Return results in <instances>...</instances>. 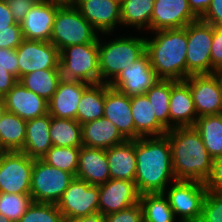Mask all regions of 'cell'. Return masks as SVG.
<instances>
[{
  "label": "cell",
  "instance_id": "7",
  "mask_svg": "<svg viewBox=\"0 0 222 222\" xmlns=\"http://www.w3.org/2000/svg\"><path fill=\"white\" fill-rule=\"evenodd\" d=\"M75 176L48 165L42 159L33 163L30 194L33 202L57 204Z\"/></svg>",
  "mask_w": 222,
  "mask_h": 222
},
{
  "label": "cell",
  "instance_id": "29",
  "mask_svg": "<svg viewBox=\"0 0 222 222\" xmlns=\"http://www.w3.org/2000/svg\"><path fill=\"white\" fill-rule=\"evenodd\" d=\"M105 102V83L89 85L82 93L78 103L76 120L85 124L103 117Z\"/></svg>",
  "mask_w": 222,
  "mask_h": 222
},
{
  "label": "cell",
  "instance_id": "37",
  "mask_svg": "<svg viewBox=\"0 0 222 222\" xmlns=\"http://www.w3.org/2000/svg\"><path fill=\"white\" fill-rule=\"evenodd\" d=\"M33 203L31 194H8L0 192V215L18 222Z\"/></svg>",
  "mask_w": 222,
  "mask_h": 222
},
{
  "label": "cell",
  "instance_id": "9",
  "mask_svg": "<svg viewBox=\"0 0 222 222\" xmlns=\"http://www.w3.org/2000/svg\"><path fill=\"white\" fill-rule=\"evenodd\" d=\"M213 25L200 18L187 25V77L211 74V44Z\"/></svg>",
  "mask_w": 222,
  "mask_h": 222
},
{
  "label": "cell",
  "instance_id": "34",
  "mask_svg": "<svg viewBox=\"0 0 222 222\" xmlns=\"http://www.w3.org/2000/svg\"><path fill=\"white\" fill-rule=\"evenodd\" d=\"M139 203L142 208L143 222H175L176 217L168 198L163 193L142 194Z\"/></svg>",
  "mask_w": 222,
  "mask_h": 222
},
{
  "label": "cell",
  "instance_id": "1",
  "mask_svg": "<svg viewBox=\"0 0 222 222\" xmlns=\"http://www.w3.org/2000/svg\"><path fill=\"white\" fill-rule=\"evenodd\" d=\"M135 154L134 182L140 195L164 193L169 186L168 182L176 181L171 144L167 135L135 139Z\"/></svg>",
  "mask_w": 222,
  "mask_h": 222
},
{
  "label": "cell",
  "instance_id": "35",
  "mask_svg": "<svg viewBox=\"0 0 222 222\" xmlns=\"http://www.w3.org/2000/svg\"><path fill=\"white\" fill-rule=\"evenodd\" d=\"M171 80L159 79L145 94L151 102L156 119L170 130L169 101Z\"/></svg>",
  "mask_w": 222,
  "mask_h": 222
},
{
  "label": "cell",
  "instance_id": "44",
  "mask_svg": "<svg viewBox=\"0 0 222 222\" xmlns=\"http://www.w3.org/2000/svg\"><path fill=\"white\" fill-rule=\"evenodd\" d=\"M39 0H6L9 9L12 13L13 19L20 23L27 12L38 2Z\"/></svg>",
  "mask_w": 222,
  "mask_h": 222
},
{
  "label": "cell",
  "instance_id": "24",
  "mask_svg": "<svg viewBox=\"0 0 222 222\" xmlns=\"http://www.w3.org/2000/svg\"><path fill=\"white\" fill-rule=\"evenodd\" d=\"M126 140L114 123L105 117L82 124L83 146L106 150Z\"/></svg>",
  "mask_w": 222,
  "mask_h": 222
},
{
  "label": "cell",
  "instance_id": "20",
  "mask_svg": "<svg viewBox=\"0 0 222 222\" xmlns=\"http://www.w3.org/2000/svg\"><path fill=\"white\" fill-rule=\"evenodd\" d=\"M103 117L109 119L127 140H135V124L131 112V97L105 83Z\"/></svg>",
  "mask_w": 222,
  "mask_h": 222
},
{
  "label": "cell",
  "instance_id": "47",
  "mask_svg": "<svg viewBox=\"0 0 222 222\" xmlns=\"http://www.w3.org/2000/svg\"><path fill=\"white\" fill-rule=\"evenodd\" d=\"M17 82L18 79L13 74L0 67V99L4 97Z\"/></svg>",
  "mask_w": 222,
  "mask_h": 222
},
{
  "label": "cell",
  "instance_id": "53",
  "mask_svg": "<svg viewBox=\"0 0 222 222\" xmlns=\"http://www.w3.org/2000/svg\"><path fill=\"white\" fill-rule=\"evenodd\" d=\"M0 222H12V221L3 215H0Z\"/></svg>",
  "mask_w": 222,
  "mask_h": 222
},
{
  "label": "cell",
  "instance_id": "40",
  "mask_svg": "<svg viewBox=\"0 0 222 222\" xmlns=\"http://www.w3.org/2000/svg\"><path fill=\"white\" fill-rule=\"evenodd\" d=\"M24 40L20 23L0 28V48L16 49Z\"/></svg>",
  "mask_w": 222,
  "mask_h": 222
},
{
  "label": "cell",
  "instance_id": "28",
  "mask_svg": "<svg viewBox=\"0 0 222 222\" xmlns=\"http://www.w3.org/2000/svg\"><path fill=\"white\" fill-rule=\"evenodd\" d=\"M27 121L4 110L0 116V144L5 151H21L26 137Z\"/></svg>",
  "mask_w": 222,
  "mask_h": 222
},
{
  "label": "cell",
  "instance_id": "30",
  "mask_svg": "<svg viewBox=\"0 0 222 222\" xmlns=\"http://www.w3.org/2000/svg\"><path fill=\"white\" fill-rule=\"evenodd\" d=\"M50 139L53 146L81 147L82 124L75 119H64L50 116Z\"/></svg>",
  "mask_w": 222,
  "mask_h": 222
},
{
  "label": "cell",
  "instance_id": "21",
  "mask_svg": "<svg viewBox=\"0 0 222 222\" xmlns=\"http://www.w3.org/2000/svg\"><path fill=\"white\" fill-rule=\"evenodd\" d=\"M89 84L70 79H61L56 92L48 102V114L56 118L75 119L78 103Z\"/></svg>",
  "mask_w": 222,
  "mask_h": 222
},
{
  "label": "cell",
  "instance_id": "31",
  "mask_svg": "<svg viewBox=\"0 0 222 222\" xmlns=\"http://www.w3.org/2000/svg\"><path fill=\"white\" fill-rule=\"evenodd\" d=\"M61 79L60 69H46L27 73L18 81L28 90L33 91L49 102L56 92Z\"/></svg>",
  "mask_w": 222,
  "mask_h": 222
},
{
  "label": "cell",
  "instance_id": "56",
  "mask_svg": "<svg viewBox=\"0 0 222 222\" xmlns=\"http://www.w3.org/2000/svg\"><path fill=\"white\" fill-rule=\"evenodd\" d=\"M5 150L2 148L1 144H0V154L3 153Z\"/></svg>",
  "mask_w": 222,
  "mask_h": 222
},
{
  "label": "cell",
  "instance_id": "50",
  "mask_svg": "<svg viewBox=\"0 0 222 222\" xmlns=\"http://www.w3.org/2000/svg\"><path fill=\"white\" fill-rule=\"evenodd\" d=\"M65 222H105V216L97 213L90 216L68 219Z\"/></svg>",
  "mask_w": 222,
  "mask_h": 222
},
{
  "label": "cell",
  "instance_id": "48",
  "mask_svg": "<svg viewBox=\"0 0 222 222\" xmlns=\"http://www.w3.org/2000/svg\"><path fill=\"white\" fill-rule=\"evenodd\" d=\"M15 23L6 0H0V28H7Z\"/></svg>",
  "mask_w": 222,
  "mask_h": 222
},
{
  "label": "cell",
  "instance_id": "17",
  "mask_svg": "<svg viewBox=\"0 0 222 222\" xmlns=\"http://www.w3.org/2000/svg\"><path fill=\"white\" fill-rule=\"evenodd\" d=\"M1 100L4 110L26 121L48 114V101L28 90L20 81Z\"/></svg>",
  "mask_w": 222,
  "mask_h": 222
},
{
  "label": "cell",
  "instance_id": "41",
  "mask_svg": "<svg viewBox=\"0 0 222 222\" xmlns=\"http://www.w3.org/2000/svg\"><path fill=\"white\" fill-rule=\"evenodd\" d=\"M105 222H143L140 203L105 216Z\"/></svg>",
  "mask_w": 222,
  "mask_h": 222
},
{
  "label": "cell",
  "instance_id": "55",
  "mask_svg": "<svg viewBox=\"0 0 222 222\" xmlns=\"http://www.w3.org/2000/svg\"><path fill=\"white\" fill-rule=\"evenodd\" d=\"M112 1H115L117 2L119 5H122L125 1L127 0H112Z\"/></svg>",
  "mask_w": 222,
  "mask_h": 222
},
{
  "label": "cell",
  "instance_id": "51",
  "mask_svg": "<svg viewBox=\"0 0 222 222\" xmlns=\"http://www.w3.org/2000/svg\"><path fill=\"white\" fill-rule=\"evenodd\" d=\"M41 1L52 2L63 6V5H74L76 0H41Z\"/></svg>",
  "mask_w": 222,
  "mask_h": 222
},
{
  "label": "cell",
  "instance_id": "54",
  "mask_svg": "<svg viewBox=\"0 0 222 222\" xmlns=\"http://www.w3.org/2000/svg\"><path fill=\"white\" fill-rule=\"evenodd\" d=\"M4 111V107H3V104H2V100L0 99V116H1V113Z\"/></svg>",
  "mask_w": 222,
  "mask_h": 222
},
{
  "label": "cell",
  "instance_id": "15",
  "mask_svg": "<svg viewBox=\"0 0 222 222\" xmlns=\"http://www.w3.org/2000/svg\"><path fill=\"white\" fill-rule=\"evenodd\" d=\"M140 194L134 181L109 179L99 185V213L104 216L139 203Z\"/></svg>",
  "mask_w": 222,
  "mask_h": 222
},
{
  "label": "cell",
  "instance_id": "19",
  "mask_svg": "<svg viewBox=\"0 0 222 222\" xmlns=\"http://www.w3.org/2000/svg\"><path fill=\"white\" fill-rule=\"evenodd\" d=\"M60 6L39 0L20 22L24 39L50 41L54 19Z\"/></svg>",
  "mask_w": 222,
  "mask_h": 222
},
{
  "label": "cell",
  "instance_id": "42",
  "mask_svg": "<svg viewBox=\"0 0 222 222\" xmlns=\"http://www.w3.org/2000/svg\"><path fill=\"white\" fill-rule=\"evenodd\" d=\"M211 74L222 67V27L213 26L211 44Z\"/></svg>",
  "mask_w": 222,
  "mask_h": 222
},
{
  "label": "cell",
  "instance_id": "3",
  "mask_svg": "<svg viewBox=\"0 0 222 222\" xmlns=\"http://www.w3.org/2000/svg\"><path fill=\"white\" fill-rule=\"evenodd\" d=\"M145 39L150 64L159 79L182 81L187 78V26L156 30Z\"/></svg>",
  "mask_w": 222,
  "mask_h": 222
},
{
  "label": "cell",
  "instance_id": "16",
  "mask_svg": "<svg viewBox=\"0 0 222 222\" xmlns=\"http://www.w3.org/2000/svg\"><path fill=\"white\" fill-rule=\"evenodd\" d=\"M199 18L192 12L188 0H155L151 30L183 28Z\"/></svg>",
  "mask_w": 222,
  "mask_h": 222
},
{
  "label": "cell",
  "instance_id": "2",
  "mask_svg": "<svg viewBox=\"0 0 222 222\" xmlns=\"http://www.w3.org/2000/svg\"><path fill=\"white\" fill-rule=\"evenodd\" d=\"M172 150V166L176 180L200 181L210 177L213 158L194 126L168 130Z\"/></svg>",
  "mask_w": 222,
  "mask_h": 222
},
{
  "label": "cell",
  "instance_id": "10",
  "mask_svg": "<svg viewBox=\"0 0 222 222\" xmlns=\"http://www.w3.org/2000/svg\"><path fill=\"white\" fill-rule=\"evenodd\" d=\"M34 159L21 151L0 154V192L30 194Z\"/></svg>",
  "mask_w": 222,
  "mask_h": 222
},
{
  "label": "cell",
  "instance_id": "8",
  "mask_svg": "<svg viewBox=\"0 0 222 222\" xmlns=\"http://www.w3.org/2000/svg\"><path fill=\"white\" fill-rule=\"evenodd\" d=\"M167 192L173 213L180 216L179 222H200L202 204L207 192L205 183L200 181L176 180Z\"/></svg>",
  "mask_w": 222,
  "mask_h": 222
},
{
  "label": "cell",
  "instance_id": "11",
  "mask_svg": "<svg viewBox=\"0 0 222 222\" xmlns=\"http://www.w3.org/2000/svg\"><path fill=\"white\" fill-rule=\"evenodd\" d=\"M65 220L99 213V185L74 178L57 203Z\"/></svg>",
  "mask_w": 222,
  "mask_h": 222
},
{
  "label": "cell",
  "instance_id": "38",
  "mask_svg": "<svg viewBox=\"0 0 222 222\" xmlns=\"http://www.w3.org/2000/svg\"><path fill=\"white\" fill-rule=\"evenodd\" d=\"M18 222H65L57 204L33 202Z\"/></svg>",
  "mask_w": 222,
  "mask_h": 222
},
{
  "label": "cell",
  "instance_id": "6",
  "mask_svg": "<svg viewBox=\"0 0 222 222\" xmlns=\"http://www.w3.org/2000/svg\"><path fill=\"white\" fill-rule=\"evenodd\" d=\"M59 67L63 79L99 84L98 42L65 47L60 52Z\"/></svg>",
  "mask_w": 222,
  "mask_h": 222
},
{
  "label": "cell",
  "instance_id": "18",
  "mask_svg": "<svg viewBox=\"0 0 222 222\" xmlns=\"http://www.w3.org/2000/svg\"><path fill=\"white\" fill-rule=\"evenodd\" d=\"M74 6L98 31L110 34L121 24L120 5L112 0H76Z\"/></svg>",
  "mask_w": 222,
  "mask_h": 222
},
{
  "label": "cell",
  "instance_id": "45",
  "mask_svg": "<svg viewBox=\"0 0 222 222\" xmlns=\"http://www.w3.org/2000/svg\"><path fill=\"white\" fill-rule=\"evenodd\" d=\"M207 190L222 193V159H213L212 171L210 177L205 182Z\"/></svg>",
  "mask_w": 222,
  "mask_h": 222
},
{
  "label": "cell",
  "instance_id": "23",
  "mask_svg": "<svg viewBox=\"0 0 222 222\" xmlns=\"http://www.w3.org/2000/svg\"><path fill=\"white\" fill-rule=\"evenodd\" d=\"M76 178L90 185H101L110 179V170L105 149L80 147Z\"/></svg>",
  "mask_w": 222,
  "mask_h": 222
},
{
  "label": "cell",
  "instance_id": "4",
  "mask_svg": "<svg viewBox=\"0 0 222 222\" xmlns=\"http://www.w3.org/2000/svg\"><path fill=\"white\" fill-rule=\"evenodd\" d=\"M103 44L98 38L100 83L110 84L146 52L145 38L140 37H120Z\"/></svg>",
  "mask_w": 222,
  "mask_h": 222
},
{
  "label": "cell",
  "instance_id": "14",
  "mask_svg": "<svg viewBox=\"0 0 222 222\" xmlns=\"http://www.w3.org/2000/svg\"><path fill=\"white\" fill-rule=\"evenodd\" d=\"M158 80L150 64L148 53L145 52L135 62L124 68L109 86L131 97L145 94Z\"/></svg>",
  "mask_w": 222,
  "mask_h": 222
},
{
  "label": "cell",
  "instance_id": "52",
  "mask_svg": "<svg viewBox=\"0 0 222 222\" xmlns=\"http://www.w3.org/2000/svg\"><path fill=\"white\" fill-rule=\"evenodd\" d=\"M215 74L218 76L219 80H220V83H221V86H222V67H220L219 69H217L215 71Z\"/></svg>",
  "mask_w": 222,
  "mask_h": 222
},
{
  "label": "cell",
  "instance_id": "46",
  "mask_svg": "<svg viewBox=\"0 0 222 222\" xmlns=\"http://www.w3.org/2000/svg\"><path fill=\"white\" fill-rule=\"evenodd\" d=\"M201 20L213 25L222 27V0H212Z\"/></svg>",
  "mask_w": 222,
  "mask_h": 222
},
{
  "label": "cell",
  "instance_id": "13",
  "mask_svg": "<svg viewBox=\"0 0 222 222\" xmlns=\"http://www.w3.org/2000/svg\"><path fill=\"white\" fill-rule=\"evenodd\" d=\"M185 81L189 84L198 118L222 113V86L215 73L193 74Z\"/></svg>",
  "mask_w": 222,
  "mask_h": 222
},
{
  "label": "cell",
  "instance_id": "12",
  "mask_svg": "<svg viewBox=\"0 0 222 222\" xmlns=\"http://www.w3.org/2000/svg\"><path fill=\"white\" fill-rule=\"evenodd\" d=\"M19 79L35 70L60 69V51L50 41L24 39L16 48Z\"/></svg>",
  "mask_w": 222,
  "mask_h": 222
},
{
  "label": "cell",
  "instance_id": "43",
  "mask_svg": "<svg viewBox=\"0 0 222 222\" xmlns=\"http://www.w3.org/2000/svg\"><path fill=\"white\" fill-rule=\"evenodd\" d=\"M0 67L6 69L19 80V67L16 49L0 48Z\"/></svg>",
  "mask_w": 222,
  "mask_h": 222
},
{
  "label": "cell",
  "instance_id": "33",
  "mask_svg": "<svg viewBox=\"0 0 222 222\" xmlns=\"http://www.w3.org/2000/svg\"><path fill=\"white\" fill-rule=\"evenodd\" d=\"M155 0H127L120 5L121 25L146 27L151 31V16Z\"/></svg>",
  "mask_w": 222,
  "mask_h": 222
},
{
  "label": "cell",
  "instance_id": "27",
  "mask_svg": "<svg viewBox=\"0 0 222 222\" xmlns=\"http://www.w3.org/2000/svg\"><path fill=\"white\" fill-rule=\"evenodd\" d=\"M49 129V114L28 120L26 125L25 143L21 152H24L31 159H42L47 151L53 146L50 139Z\"/></svg>",
  "mask_w": 222,
  "mask_h": 222
},
{
  "label": "cell",
  "instance_id": "26",
  "mask_svg": "<svg viewBox=\"0 0 222 222\" xmlns=\"http://www.w3.org/2000/svg\"><path fill=\"white\" fill-rule=\"evenodd\" d=\"M131 112L135 124V139L163 136L168 130L156 119L146 94L131 96Z\"/></svg>",
  "mask_w": 222,
  "mask_h": 222
},
{
  "label": "cell",
  "instance_id": "5",
  "mask_svg": "<svg viewBox=\"0 0 222 222\" xmlns=\"http://www.w3.org/2000/svg\"><path fill=\"white\" fill-rule=\"evenodd\" d=\"M97 33L74 5H63L57 10L50 42L61 52L68 46L98 42Z\"/></svg>",
  "mask_w": 222,
  "mask_h": 222
},
{
  "label": "cell",
  "instance_id": "25",
  "mask_svg": "<svg viewBox=\"0 0 222 222\" xmlns=\"http://www.w3.org/2000/svg\"><path fill=\"white\" fill-rule=\"evenodd\" d=\"M105 151L110 170V179L135 181V140H126L121 144L106 149Z\"/></svg>",
  "mask_w": 222,
  "mask_h": 222
},
{
  "label": "cell",
  "instance_id": "39",
  "mask_svg": "<svg viewBox=\"0 0 222 222\" xmlns=\"http://www.w3.org/2000/svg\"><path fill=\"white\" fill-rule=\"evenodd\" d=\"M200 222H222V193L207 190Z\"/></svg>",
  "mask_w": 222,
  "mask_h": 222
},
{
  "label": "cell",
  "instance_id": "22",
  "mask_svg": "<svg viewBox=\"0 0 222 222\" xmlns=\"http://www.w3.org/2000/svg\"><path fill=\"white\" fill-rule=\"evenodd\" d=\"M169 116L170 130L175 127L194 126L198 119L193 96L185 80H171Z\"/></svg>",
  "mask_w": 222,
  "mask_h": 222
},
{
  "label": "cell",
  "instance_id": "36",
  "mask_svg": "<svg viewBox=\"0 0 222 222\" xmlns=\"http://www.w3.org/2000/svg\"><path fill=\"white\" fill-rule=\"evenodd\" d=\"M80 147L52 146L42 158L48 165L76 176Z\"/></svg>",
  "mask_w": 222,
  "mask_h": 222
},
{
  "label": "cell",
  "instance_id": "49",
  "mask_svg": "<svg viewBox=\"0 0 222 222\" xmlns=\"http://www.w3.org/2000/svg\"><path fill=\"white\" fill-rule=\"evenodd\" d=\"M192 12L201 18L209 8L212 0H188Z\"/></svg>",
  "mask_w": 222,
  "mask_h": 222
},
{
  "label": "cell",
  "instance_id": "32",
  "mask_svg": "<svg viewBox=\"0 0 222 222\" xmlns=\"http://www.w3.org/2000/svg\"><path fill=\"white\" fill-rule=\"evenodd\" d=\"M194 127L210 156L218 158L222 152V113L199 117Z\"/></svg>",
  "mask_w": 222,
  "mask_h": 222
}]
</instances>
